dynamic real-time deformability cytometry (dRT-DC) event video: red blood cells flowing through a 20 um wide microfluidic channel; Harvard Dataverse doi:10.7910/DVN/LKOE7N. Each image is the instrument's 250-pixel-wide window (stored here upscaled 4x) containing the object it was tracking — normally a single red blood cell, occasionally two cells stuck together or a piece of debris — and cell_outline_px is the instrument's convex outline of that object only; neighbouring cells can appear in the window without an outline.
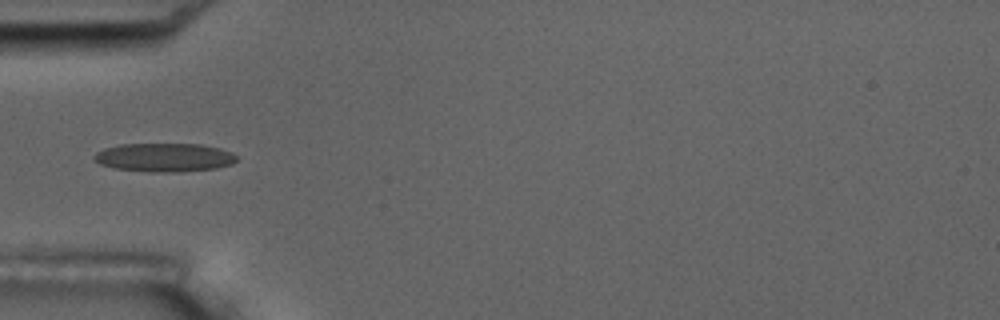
{"species": "common noctule bat (a hibernating species)", "species_latin": "Nyctalus noctula", "temperature_condition": "room temperature", "stored_images_in_passage": 15, "camera_frame_rate_fps": 3000, "um_per_image_px": 0.085, "animal": {"sex": "male", "body_mass_g": 17.5, "forearm_length_mm": 52.3}, "frame": {"image": 1, "passage_image": 5, "time_ms": 5.667, "image_size_px": [1000, 320], "cell_outline_px": [[236, 160], [232, 164], [216, 168], [180, 172], [148, 172], [112, 168], [100, 164], [92, 156], [96, 152], [104, 148], [120, 144], [200, 144], [220, 148], [232, 152], [236, 156]], "centroid_in_image_um": [13.95, 13.38], "position_along_channel_um": 71.0, "area_um2": 23.93}}
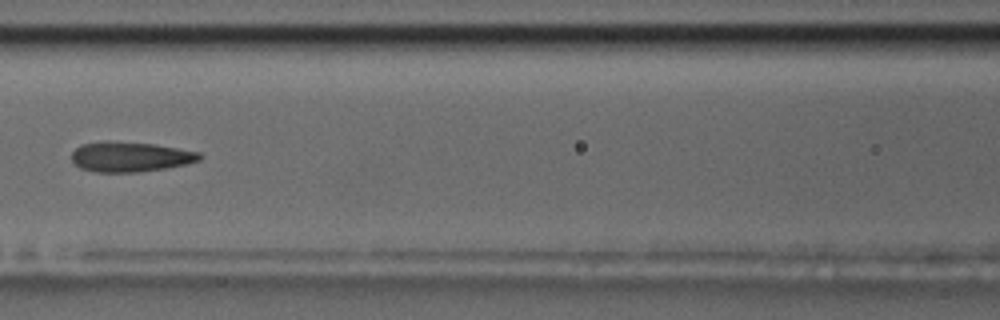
{"frame": {"image": 2, "passage_image": 7, "time_ms": 8.0, "image_size_px": [1000, 320], "cell_outline_px": [[204, 156], [200, 160], [184, 164], [164, 168], [136, 172], [96, 172], [80, 168], [72, 160], [72, 152], [80, 144], [100, 140], [108, 140], [152, 144], [200, 152]], "centroid_in_image_um": [11.03, 13.31], "position_along_channel_um": 155.6, "area_um2": 22.43}}
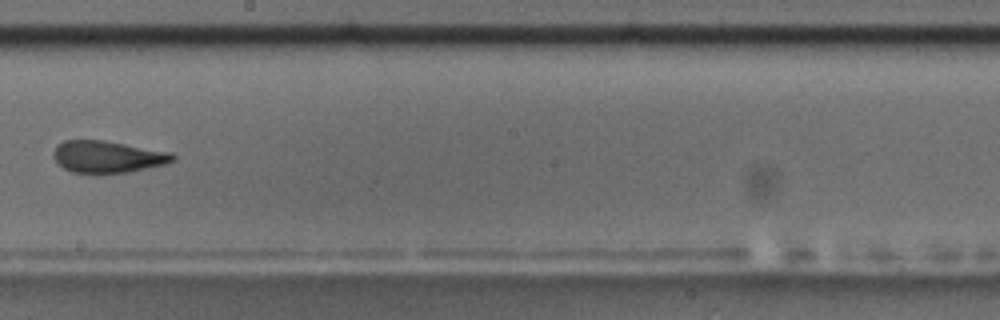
{"frame": {"image": 3, "passage_image": 9, "time_ms": 10.333, "image_size_px": [1000, 320], "cell_outline_px": [[176, 160], [164, 164], [128, 172], [100, 176], [72, 172], [64, 168], [52, 156], [52, 152], [56, 144], [64, 140], [104, 140], [172, 152], [176, 156]], "centroid_in_image_um": [9.12, 13.35], "position_along_channel_um": 239.1, "area_um2": 22.89}, "authors_computed_cell_mechanics": {"area_um2": 22.4264, "velocity_mm_per_s": 3.6027, "shape_relaxation_time_tau1_ms": 5.7974, "shape_relaxation_time_tau2_ms": 0.9696, "deformation_change_tau1": 0.1574, "deformation_change_tau2": 0.0801}}